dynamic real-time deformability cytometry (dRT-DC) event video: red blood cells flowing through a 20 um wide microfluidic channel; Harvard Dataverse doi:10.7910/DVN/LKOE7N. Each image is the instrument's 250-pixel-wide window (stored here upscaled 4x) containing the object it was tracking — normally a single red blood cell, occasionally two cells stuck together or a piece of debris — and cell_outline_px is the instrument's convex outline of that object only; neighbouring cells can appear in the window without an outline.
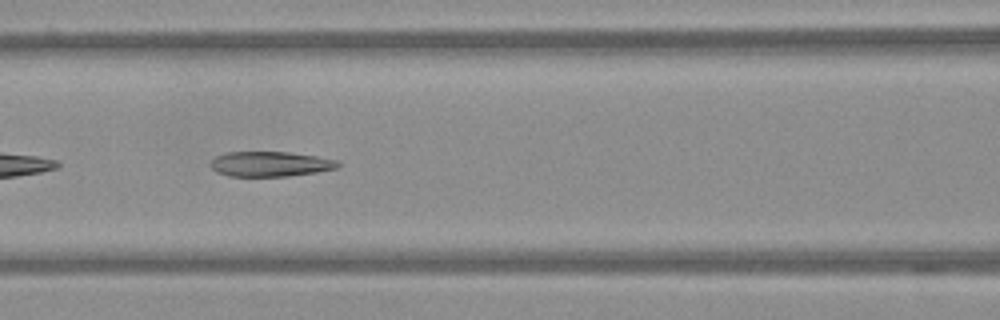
{"species": "Egyptian fruit bat (a non-hibernating species)", "species_latin": "Rousettus aegyptiacus", "temperature_condition": "warm", "stored_images_in_passage": 35, "camera_frame_rate_fps": 3000, "um_per_image_px": 0.085, "frame": {"image": 1, "passage_image": 8, "time_ms": 2.333, "image_size_px": [1000, 320], "cell_outline_px": [[340, 164], [336, 168], [316, 172], [288, 176], [228, 176], [216, 172], [208, 164], [216, 156], [228, 152], [288, 152], [316, 156], [336, 160]], "centroid_in_image_um": [22.93, 13.94], "position_along_channel_um": 143.7, "area_um2": 18.5}}
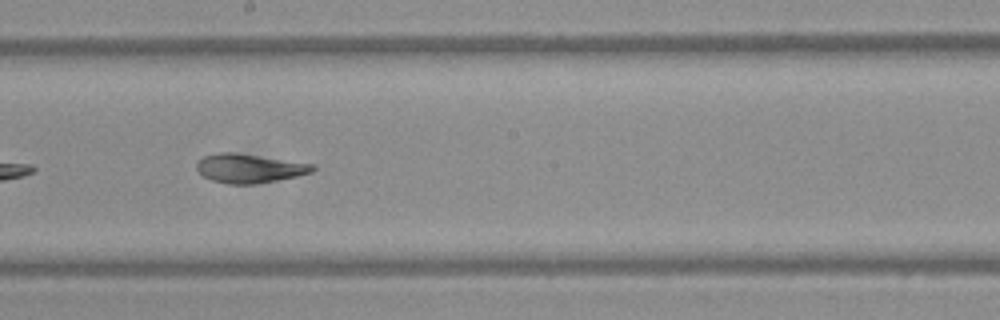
{"frame": {"image": 2, "passage_image": 15, "time_ms": 4.667, "image_size_px": [1000, 320], "cell_outline_px": [[316, 168], [312, 172], [296, 176], [276, 180], [252, 184], [232, 184], [212, 180], [204, 176], [196, 168], [196, 164], [204, 156], [216, 152], [236, 152], [316, 164]], "centroid_in_image_um": [21.22, 14.29], "position_along_channel_um": 227.0, "area_um2": 19.54}}
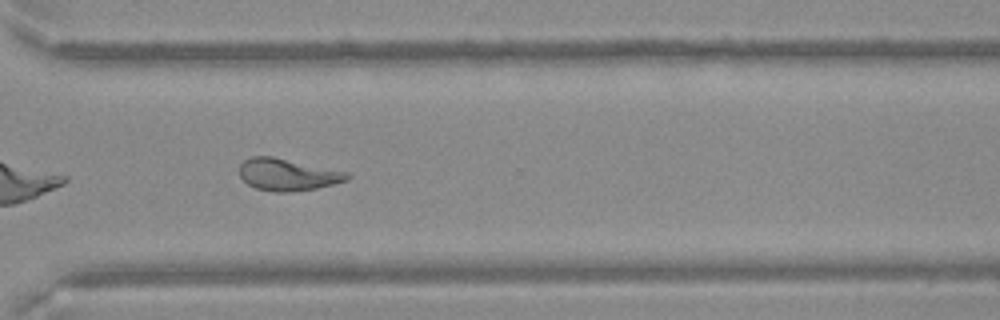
{"frame": {"image": 3, "passage_image": 25, "time_ms": 8.0, "image_size_px": [1000, 320], "cell_outline_px": [[352, 176], [348, 180], [316, 188], [288, 192], [276, 192], [256, 188], [248, 184], [240, 176], [240, 164], [244, 160], [252, 156], [272, 156], [348, 172]], "centroid_in_image_um": [24.45, 14.83], "position_along_channel_um": 346.1, "area_um2": 19.94}}